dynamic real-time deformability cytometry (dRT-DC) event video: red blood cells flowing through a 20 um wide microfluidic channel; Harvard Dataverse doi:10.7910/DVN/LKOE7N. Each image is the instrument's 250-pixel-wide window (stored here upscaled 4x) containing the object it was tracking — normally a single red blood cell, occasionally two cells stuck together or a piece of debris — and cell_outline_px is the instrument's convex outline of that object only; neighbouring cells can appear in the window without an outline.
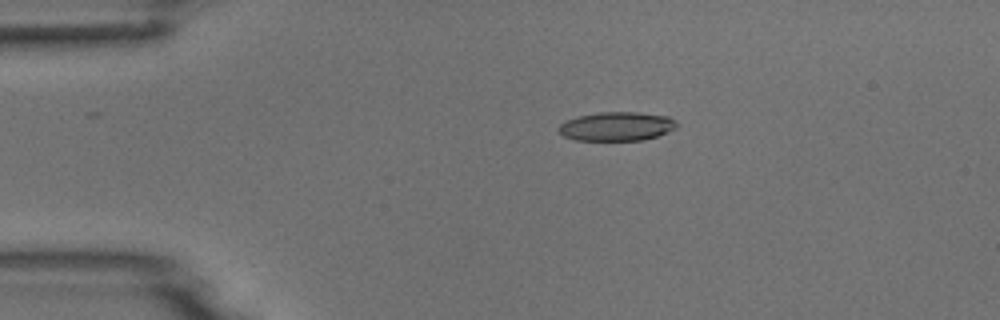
{"species": "common noctule bat (a hibernating species)", "species_latin": "Nyctalus noctula", "temperature_condition": "room temperature", "stored_images_in_passage": 8, "camera_frame_rate_fps": 3000, "um_per_image_px": 0.085, "animal": {"sex": "male", "body_mass_g": 18.8}, "frame": {"image": 1, "passage_image": 4, "time_ms": 3.333, "image_size_px": [1000, 320], "cell_outline_px": [[676, 128], [668, 132], [644, 140], [576, 140], [564, 136], [556, 128], [564, 120], [576, 116], [600, 112], [636, 112], [668, 116], [676, 120]], "centroid_in_image_um": [52.39, 10.73], "position_along_channel_um": 32.6, "area_um2": 20.0}}
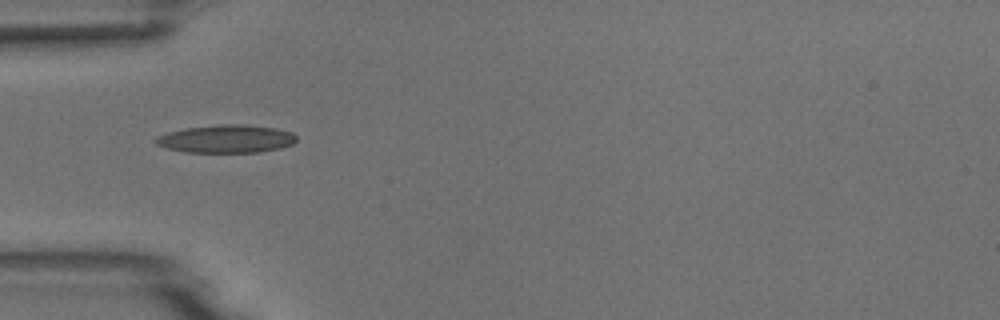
{"frame": {"image": 2, "passage_image": 5, "time_ms": 5.333, "image_size_px": [1000, 320], "cell_outline_px": [[296, 140], [292, 144], [280, 148], [260, 152], [188, 152], [168, 148], [156, 144], [152, 140], [156, 136], [168, 132], [184, 128], [220, 124], [244, 124], [276, 128], [292, 132], [296, 136]], "centroid_in_image_um": [19.22, 11.79], "position_along_channel_um": 65.8, "area_um2": 23.0}}